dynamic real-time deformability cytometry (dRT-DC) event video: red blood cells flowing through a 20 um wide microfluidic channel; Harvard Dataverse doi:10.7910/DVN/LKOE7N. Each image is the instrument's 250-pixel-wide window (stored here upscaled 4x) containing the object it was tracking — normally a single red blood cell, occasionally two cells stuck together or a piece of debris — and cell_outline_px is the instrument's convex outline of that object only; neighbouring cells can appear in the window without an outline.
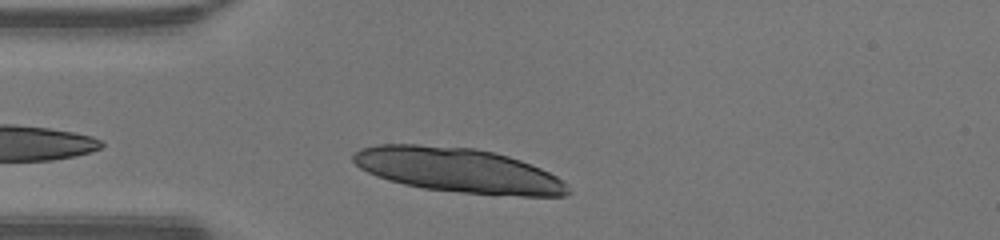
{"species": "human", "species_latin": "Homo sapiens", "temperature_condition": "warm", "stored_images_in_passage": 28, "camera_frame_rate_fps": 3000, "um_per_image_px": 0.085, "donor": {"sex": "male"}, "frame": {"image": 1, "passage_image": 3, "time_ms": 0.667, "image_size_px": [1000, 240], "cell_outline_px": [[572, 192], [564, 196], [520, 196], [460, 192], [424, 188], [404, 184], [388, 180], [376, 176], [360, 168], [352, 160], [352, 156], [360, 148], [376, 144], [416, 144], [476, 148], [508, 156], [520, 160], [540, 168], [556, 176]], "centroid_in_image_um": [38.92, 14.46], "position_along_channel_um": 46.1, "area_um2": 55.49}}
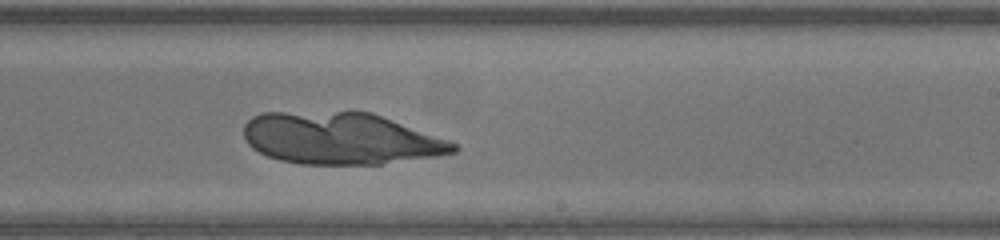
{"frame": {"image": 2, "passage_image": 19, "time_ms": 6.0, "image_size_px": [1000, 240], "cell_outline_px": [[460, 148], [456, 152], [436, 156], [380, 164], [300, 164], [280, 160], [268, 156], [252, 148], [248, 144], [244, 136], [244, 124], [252, 116], [264, 112], [372, 112], [448, 140], [456, 144]], "centroid_in_image_um": [28.94, 11.77], "position_along_channel_um": 260.1, "area_um2": 63.23}}
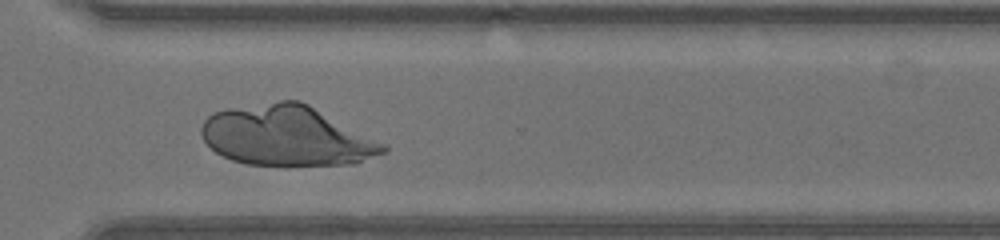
{"frame": {"image": 3, "passage_image": 25, "time_ms": 8.0, "image_size_px": [1000, 240], "cell_outline_px": [[388, 152], [356, 164], [288, 168], [248, 164], [232, 160], [216, 152], [204, 140], [200, 132], [200, 128], [204, 120], [212, 112], [228, 108], [280, 100], [300, 100], [308, 104], [384, 144], [388, 148]], "centroid_in_image_um": [24.37, 11.59], "position_along_channel_um": 346.2, "area_um2": 64.68}}